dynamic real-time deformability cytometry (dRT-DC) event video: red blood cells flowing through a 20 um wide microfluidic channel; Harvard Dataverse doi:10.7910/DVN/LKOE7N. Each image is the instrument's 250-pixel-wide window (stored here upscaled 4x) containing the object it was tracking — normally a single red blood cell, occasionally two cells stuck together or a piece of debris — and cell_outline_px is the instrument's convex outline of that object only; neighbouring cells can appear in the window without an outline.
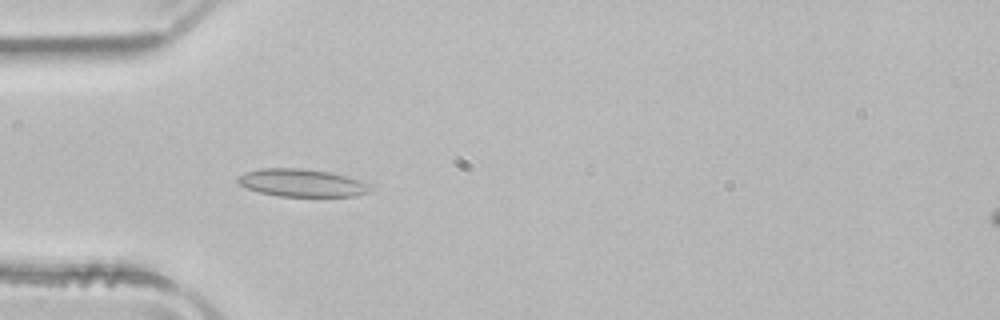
{"species": "common noctule bat (a hibernating species)", "species_latin": "Nyctalus noctula", "temperature_condition": "room temperature", "stored_images_in_passage": 50, "camera_frame_rate_fps": 3000, "um_per_image_px": 0.085, "animal": {"sex": "male", "body_mass_g": 21.5, "forearm_length_mm": 52.0}, "frame": {"image": 1, "passage_image": 14, "time_ms": 4.333, "image_size_px": [1000, 320], "cell_outline_px": [[372, 188], [368, 192], [352, 196], [280, 196], [260, 192], [248, 188], [240, 184], [236, 180], [244, 172], [260, 168], [300, 168], [332, 172], [348, 176], [360, 180], [368, 184]], "centroid_in_image_um": [25.66, 15.53], "position_along_channel_um": 59.3, "area_um2": 21.27}}
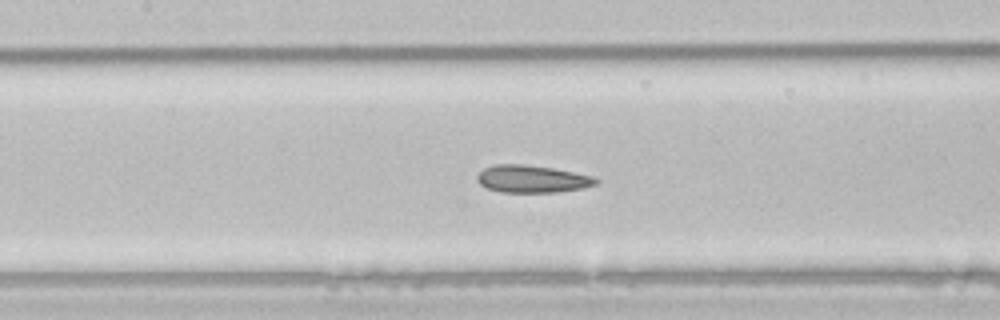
{"frame": {"image": 2, "passage_image": 22, "time_ms": 7.0, "image_size_px": [1000, 320], "cell_outline_px": [[600, 180], [596, 184], [584, 188], [556, 192], [500, 192], [488, 188], [480, 184], [476, 180], [476, 176], [484, 168], [496, 164], [524, 164], [552, 168], [592, 176]], "centroid_in_image_um": [45.21, 15.21], "position_along_channel_um": 162.2, "area_um2": 18.9}}
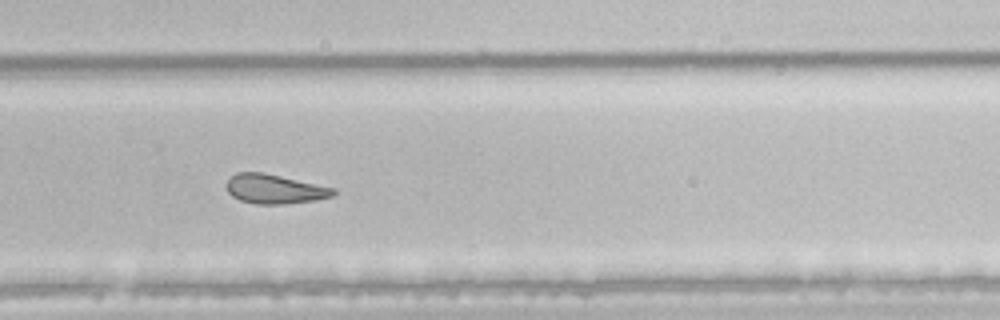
{"frame": {"image": 3, "passage_image": 33, "time_ms": 10.667, "image_size_px": [1000, 320], "cell_outline_px": [[336, 192], [332, 196], [316, 200], [284, 204], [256, 204], [240, 200], [232, 196], [228, 192], [224, 184], [236, 172], [264, 172], [336, 188]], "centroid_in_image_um": [23.33, 16.06], "position_along_channel_um": 306.5, "area_um2": 18.44}, "authors_computed_cell_mechanics": {"area_um2": 20.9814, "velocity_mm_per_s": 3.9596, "shape_relaxation_time_tau1_ms": 8.7819, "shape_relaxation_time_tau2_ms": 1.8736, "deformation_change_tau1": 0.1638, "deformation_change_tau2": 0.0813}}